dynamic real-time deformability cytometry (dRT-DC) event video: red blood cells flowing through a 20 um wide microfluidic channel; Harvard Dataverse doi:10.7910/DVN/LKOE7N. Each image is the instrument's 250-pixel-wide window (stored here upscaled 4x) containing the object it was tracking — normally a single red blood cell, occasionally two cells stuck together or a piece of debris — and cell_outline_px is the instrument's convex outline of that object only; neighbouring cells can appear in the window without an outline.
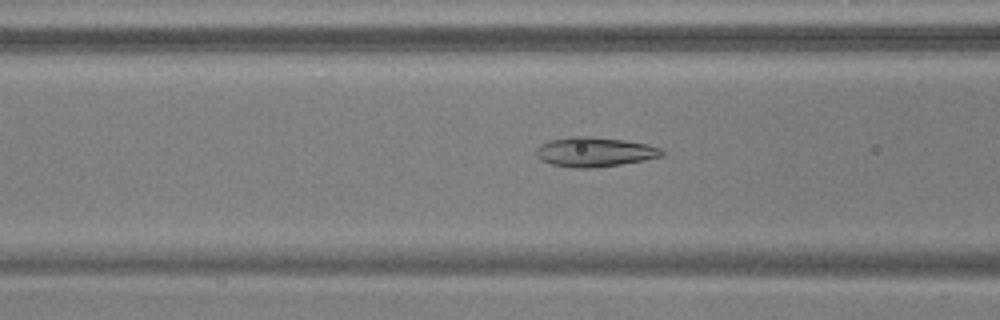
{"species": "common noctule bat (a hibernating species)", "species_latin": "Nyctalus noctula", "temperature_condition": "warm", "stored_images_in_passage": 54, "camera_frame_rate_fps": 3000, "um_per_image_px": 0.085, "animal": {"sex": "male", "body_mass_g": 17.9, "forearm_length_mm": 54.2}, "frame": {"image": 1, "passage_image": 22, "time_ms": 7.0, "image_size_px": [1000, 320], "cell_outline_px": [[664, 156], [644, 160], [620, 164], [592, 168], [576, 168], [552, 164], [544, 160], [536, 152], [536, 148], [548, 140], [572, 136], [584, 136], [624, 140], [644, 144], [660, 148], [664, 152]], "centroid_in_image_um": [50.56, 12.91], "position_along_channel_um": 116.0, "area_um2": 21.27}}
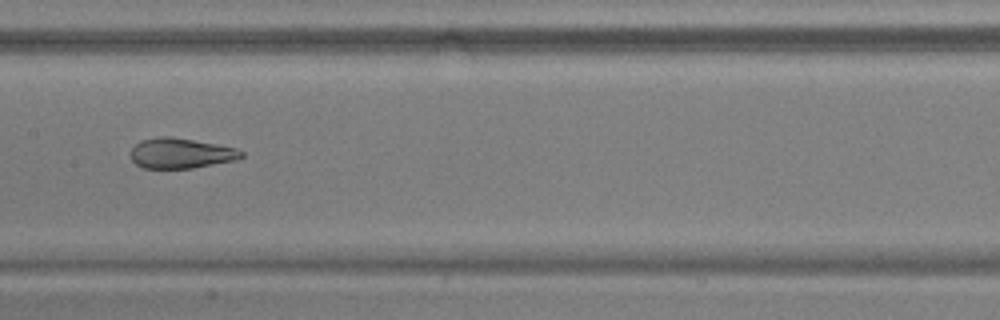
{"frame": {"image": 2, "passage_image": 28, "time_ms": 9.0, "image_size_px": [1000, 320], "cell_outline_px": [[244, 156], [236, 160], [192, 168], [144, 168], [136, 164], [132, 160], [128, 152], [140, 140], [160, 136], [172, 136], [216, 144], [236, 148], [244, 152]], "centroid_in_image_um": [15.35, 13.02], "position_along_channel_um": 192.1, "area_um2": 19.65}}
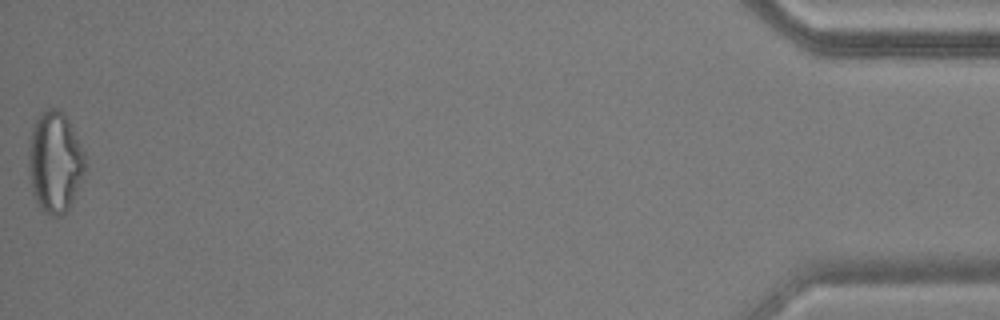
{"frame": {"image": 3, "passage_image": 54, "time_ms": 17.667, "image_size_px": [1000, 320], "cell_outline_px": [[84, 172], [72, 204], [60, 216], [52, 216], [40, 208], [32, 192], [28, 168], [28, 144], [32, 128], [40, 112], [48, 108], [56, 108], [64, 112], [84, 152]], "centroid_in_image_um": [4.64, 13.76], "position_along_channel_um": 430.6, "area_um2": 33.23}, "authors_computed_cell_mechanics": {"area_um2": 22.7732, "velocity_mm_per_s": 3.7925, "shape_relaxation_time_tau1_ms": 7.6953, "shape_relaxation_time_tau2_ms": 1.6314, "deformation_change_tau1": 0.2173, "deformation_change_tau2": 0.0676}}